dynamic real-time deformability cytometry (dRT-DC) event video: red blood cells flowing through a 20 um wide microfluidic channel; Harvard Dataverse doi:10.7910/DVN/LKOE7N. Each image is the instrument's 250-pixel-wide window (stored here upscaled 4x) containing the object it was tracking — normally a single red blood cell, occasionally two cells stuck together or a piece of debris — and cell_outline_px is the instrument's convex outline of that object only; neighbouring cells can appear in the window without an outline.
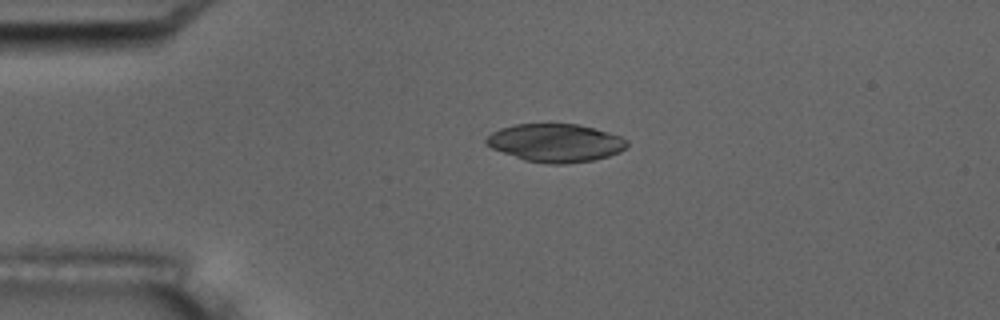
{"species": "common noctule bat (a hibernating species)", "species_latin": "Nyctalus noctula", "temperature_condition": "room temperature", "stored_images_in_passage": 2, "camera_frame_rate_fps": 3000, "um_per_image_px": 0.085, "animal": {"sex": "male", "body_mass_g": 17.5, "forearm_length_mm": 52.3}, "frame": {"image": 1, "passage_image": 1, "time_ms": 0.0, "image_size_px": [1000, 320], "cell_outline_px": [[628, 144], [620, 152], [608, 156], [592, 160], [564, 164], [548, 164], [524, 160], [492, 148], [484, 144], [484, 140], [492, 132], [500, 128], [512, 124], [580, 124], [608, 132], [620, 136], [628, 140]], "centroid_in_image_um": [47.2, 12.14], "position_along_channel_um": 37.8, "area_um2": 31.33}}